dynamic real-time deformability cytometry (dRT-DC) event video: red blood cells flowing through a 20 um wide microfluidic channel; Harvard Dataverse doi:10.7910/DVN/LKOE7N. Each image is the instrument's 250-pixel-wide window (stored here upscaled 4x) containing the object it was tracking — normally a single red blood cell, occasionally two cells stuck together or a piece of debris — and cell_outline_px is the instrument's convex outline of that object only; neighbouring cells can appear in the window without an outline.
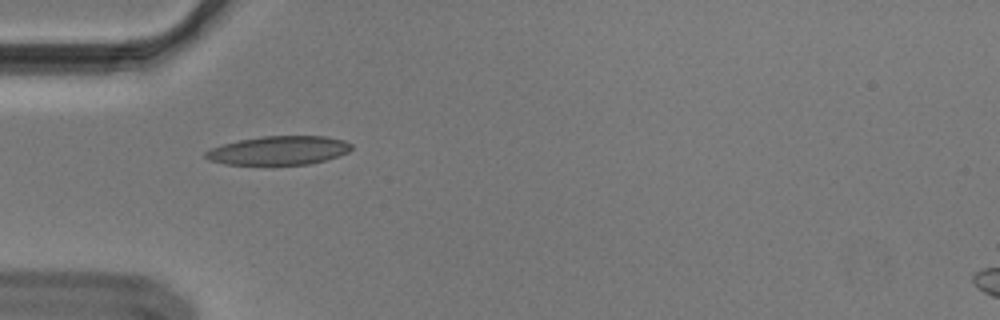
{"species": "Egyptian fruit bat (a non-hibernating species)", "species_latin": "Rousettus aegyptiacus", "temperature_condition": "cold", "stored_images_in_passage": 39, "camera_frame_rate_fps": 3000, "um_per_image_px": 0.085, "animal": {"sex": "male"}, "frame": {"image": 1, "passage_image": 1, "time_ms": 0.0, "image_size_px": [1000, 320], "cell_outline_px": [[352, 148], [348, 152], [324, 160], [308, 164], [224, 164], [208, 160], [204, 156], [204, 152], [212, 148], [224, 144], [240, 140], [260, 136], [324, 136], [344, 140], [352, 144]], "centroid_in_image_um": [23.68, 12.78], "position_along_channel_um": 61.3, "area_um2": 24.22}}
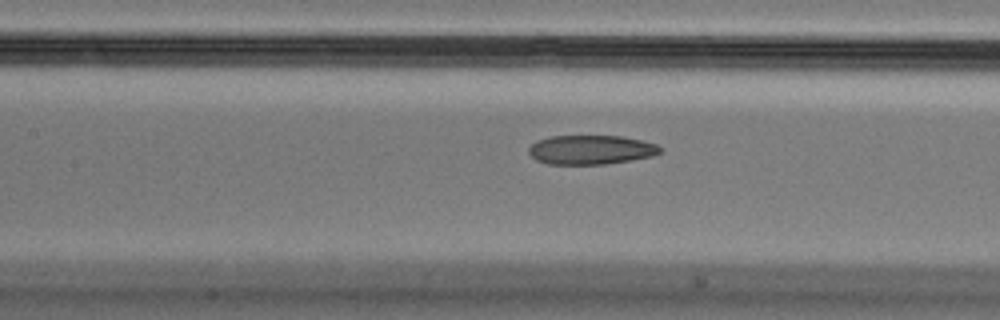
{"frame": {"image": 2, "passage_image": 9, "time_ms": 2.667, "image_size_px": [1000, 320], "cell_outline_px": [[664, 148], [660, 152], [652, 156], [632, 160], [604, 164], [548, 164], [536, 160], [528, 152], [528, 148], [532, 144], [540, 140], [552, 136], [624, 136], [656, 144]], "centroid_in_image_um": [50.25, 12.73], "position_along_channel_um": 157.1, "area_um2": 22.31}}
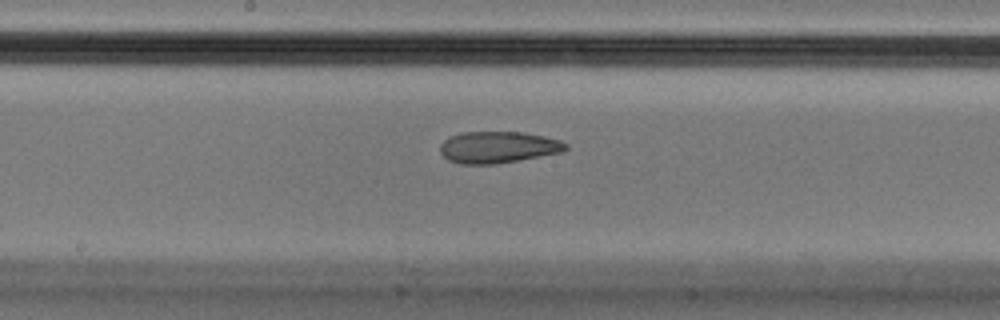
{"frame": {"image": 3, "passage_image": 13, "time_ms": 4.0, "image_size_px": [1000, 320], "cell_outline_px": [[568, 148], [564, 152], [492, 164], [460, 164], [448, 160], [440, 152], [440, 144], [448, 136], [464, 132], [524, 132], [544, 136], [560, 140], [568, 144]], "centroid_in_image_um": [42.33, 12.5], "position_along_channel_um": 205.9, "area_um2": 23.18}, "authors_computed_cell_mechanics": {"area_um2": 24.1026, "velocity_mm_per_s": 3.658, "shape_relaxation_time_tau1_ms": null, "shape_relaxation_time_tau2_ms": 3.1898, "deformation_change_tau1": null, "deformation_change_tau2": 0.0978}}